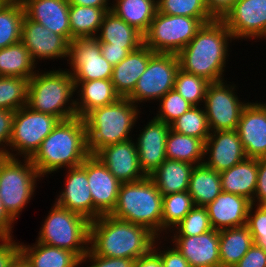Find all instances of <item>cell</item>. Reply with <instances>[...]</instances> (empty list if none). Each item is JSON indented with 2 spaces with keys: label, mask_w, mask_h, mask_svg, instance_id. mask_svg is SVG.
<instances>
[{
  "label": "cell",
  "mask_w": 266,
  "mask_h": 267,
  "mask_svg": "<svg viewBox=\"0 0 266 267\" xmlns=\"http://www.w3.org/2000/svg\"><path fill=\"white\" fill-rule=\"evenodd\" d=\"M159 101V111L154 118L169 125L192 107L175 89L168 91Z\"/></svg>",
  "instance_id": "ee69618b"
},
{
  "label": "cell",
  "mask_w": 266,
  "mask_h": 267,
  "mask_svg": "<svg viewBox=\"0 0 266 267\" xmlns=\"http://www.w3.org/2000/svg\"><path fill=\"white\" fill-rule=\"evenodd\" d=\"M14 110L0 109V156H8L9 142L12 134Z\"/></svg>",
  "instance_id": "7dc6e473"
},
{
  "label": "cell",
  "mask_w": 266,
  "mask_h": 267,
  "mask_svg": "<svg viewBox=\"0 0 266 267\" xmlns=\"http://www.w3.org/2000/svg\"><path fill=\"white\" fill-rule=\"evenodd\" d=\"M36 71V63L21 41L0 49V76L30 79Z\"/></svg>",
  "instance_id": "e575fe53"
},
{
  "label": "cell",
  "mask_w": 266,
  "mask_h": 267,
  "mask_svg": "<svg viewBox=\"0 0 266 267\" xmlns=\"http://www.w3.org/2000/svg\"><path fill=\"white\" fill-rule=\"evenodd\" d=\"M90 155L84 118L59 121L30 158L41 177L80 166Z\"/></svg>",
  "instance_id": "7a4b0ae2"
},
{
  "label": "cell",
  "mask_w": 266,
  "mask_h": 267,
  "mask_svg": "<svg viewBox=\"0 0 266 267\" xmlns=\"http://www.w3.org/2000/svg\"><path fill=\"white\" fill-rule=\"evenodd\" d=\"M65 170L68 171L65 174L64 188L55 203L93 221L94 205L87 180V158L80 166Z\"/></svg>",
  "instance_id": "d6986e66"
},
{
  "label": "cell",
  "mask_w": 266,
  "mask_h": 267,
  "mask_svg": "<svg viewBox=\"0 0 266 267\" xmlns=\"http://www.w3.org/2000/svg\"><path fill=\"white\" fill-rule=\"evenodd\" d=\"M194 165L184 161L166 159L149 177L166 196L188 191L190 175Z\"/></svg>",
  "instance_id": "f1b7e54d"
},
{
  "label": "cell",
  "mask_w": 266,
  "mask_h": 267,
  "mask_svg": "<svg viewBox=\"0 0 266 267\" xmlns=\"http://www.w3.org/2000/svg\"><path fill=\"white\" fill-rule=\"evenodd\" d=\"M222 192L220 174L204 163L194 165L188 193L193 198L195 206L206 207Z\"/></svg>",
  "instance_id": "1f68e13d"
},
{
  "label": "cell",
  "mask_w": 266,
  "mask_h": 267,
  "mask_svg": "<svg viewBox=\"0 0 266 267\" xmlns=\"http://www.w3.org/2000/svg\"><path fill=\"white\" fill-rule=\"evenodd\" d=\"M154 54L155 52L143 44L113 67L111 82L121 98H127L133 92Z\"/></svg>",
  "instance_id": "d4e9b609"
},
{
  "label": "cell",
  "mask_w": 266,
  "mask_h": 267,
  "mask_svg": "<svg viewBox=\"0 0 266 267\" xmlns=\"http://www.w3.org/2000/svg\"><path fill=\"white\" fill-rule=\"evenodd\" d=\"M70 5H79L84 7H95V8H111L112 3L110 0H68ZM110 5V6H109Z\"/></svg>",
  "instance_id": "6f0895ef"
},
{
  "label": "cell",
  "mask_w": 266,
  "mask_h": 267,
  "mask_svg": "<svg viewBox=\"0 0 266 267\" xmlns=\"http://www.w3.org/2000/svg\"><path fill=\"white\" fill-rule=\"evenodd\" d=\"M158 237L144 226L102 215L90 222L89 248L99 256L137 259Z\"/></svg>",
  "instance_id": "3957f363"
},
{
  "label": "cell",
  "mask_w": 266,
  "mask_h": 267,
  "mask_svg": "<svg viewBox=\"0 0 266 267\" xmlns=\"http://www.w3.org/2000/svg\"><path fill=\"white\" fill-rule=\"evenodd\" d=\"M25 15L71 42L68 0H21Z\"/></svg>",
  "instance_id": "603a6c76"
},
{
  "label": "cell",
  "mask_w": 266,
  "mask_h": 267,
  "mask_svg": "<svg viewBox=\"0 0 266 267\" xmlns=\"http://www.w3.org/2000/svg\"><path fill=\"white\" fill-rule=\"evenodd\" d=\"M194 206L193 198L188 191L163 196L161 236L163 232L167 233V229L171 232Z\"/></svg>",
  "instance_id": "74e56055"
},
{
  "label": "cell",
  "mask_w": 266,
  "mask_h": 267,
  "mask_svg": "<svg viewBox=\"0 0 266 267\" xmlns=\"http://www.w3.org/2000/svg\"><path fill=\"white\" fill-rule=\"evenodd\" d=\"M40 178L29 158H22L21 162L19 157L0 156V198L14 221L34 197Z\"/></svg>",
  "instance_id": "ba28073f"
},
{
  "label": "cell",
  "mask_w": 266,
  "mask_h": 267,
  "mask_svg": "<svg viewBox=\"0 0 266 267\" xmlns=\"http://www.w3.org/2000/svg\"><path fill=\"white\" fill-rule=\"evenodd\" d=\"M157 6L162 14L192 17L203 24L215 19L209 13L205 0H157Z\"/></svg>",
  "instance_id": "60d3db41"
},
{
  "label": "cell",
  "mask_w": 266,
  "mask_h": 267,
  "mask_svg": "<svg viewBox=\"0 0 266 267\" xmlns=\"http://www.w3.org/2000/svg\"><path fill=\"white\" fill-rule=\"evenodd\" d=\"M111 12L144 35L157 11V0H114Z\"/></svg>",
  "instance_id": "d6a6232c"
},
{
  "label": "cell",
  "mask_w": 266,
  "mask_h": 267,
  "mask_svg": "<svg viewBox=\"0 0 266 267\" xmlns=\"http://www.w3.org/2000/svg\"><path fill=\"white\" fill-rule=\"evenodd\" d=\"M254 244L266 251V235H252Z\"/></svg>",
  "instance_id": "91938a15"
},
{
  "label": "cell",
  "mask_w": 266,
  "mask_h": 267,
  "mask_svg": "<svg viewBox=\"0 0 266 267\" xmlns=\"http://www.w3.org/2000/svg\"><path fill=\"white\" fill-rule=\"evenodd\" d=\"M204 107L192 106L187 112L170 124V129L183 135L192 136L206 142L211 131Z\"/></svg>",
  "instance_id": "f35d334b"
},
{
  "label": "cell",
  "mask_w": 266,
  "mask_h": 267,
  "mask_svg": "<svg viewBox=\"0 0 266 267\" xmlns=\"http://www.w3.org/2000/svg\"><path fill=\"white\" fill-rule=\"evenodd\" d=\"M25 10L21 0H9L0 8V49L21 41Z\"/></svg>",
  "instance_id": "8d00e7d4"
},
{
  "label": "cell",
  "mask_w": 266,
  "mask_h": 267,
  "mask_svg": "<svg viewBox=\"0 0 266 267\" xmlns=\"http://www.w3.org/2000/svg\"><path fill=\"white\" fill-rule=\"evenodd\" d=\"M140 112L128 98H120L113 104L90 111L84 117L90 155L106 146L132 139L130 134Z\"/></svg>",
  "instance_id": "277c9868"
},
{
  "label": "cell",
  "mask_w": 266,
  "mask_h": 267,
  "mask_svg": "<svg viewBox=\"0 0 266 267\" xmlns=\"http://www.w3.org/2000/svg\"><path fill=\"white\" fill-rule=\"evenodd\" d=\"M253 244V237L246 225L220 230V267H234Z\"/></svg>",
  "instance_id": "4dcf8cb0"
},
{
  "label": "cell",
  "mask_w": 266,
  "mask_h": 267,
  "mask_svg": "<svg viewBox=\"0 0 266 267\" xmlns=\"http://www.w3.org/2000/svg\"><path fill=\"white\" fill-rule=\"evenodd\" d=\"M9 0H0V8L4 6Z\"/></svg>",
  "instance_id": "94428289"
},
{
  "label": "cell",
  "mask_w": 266,
  "mask_h": 267,
  "mask_svg": "<svg viewBox=\"0 0 266 267\" xmlns=\"http://www.w3.org/2000/svg\"><path fill=\"white\" fill-rule=\"evenodd\" d=\"M0 242V267H9L20 254V243L13 237H1Z\"/></svg>",
  "instance_id": "681fc988"
},
{
  "label": "cell",
  "mask_w": 266,
  "mask_h": 267,
  "mask_svg": "<svg viewBox=\"0 0 266 267\" xmlns=\"http://www.w3.org/2000/svg\"><path fill=\"white\" fill-rule=\"evenodd\" d=\"M204 150L203 140L169 130L165 144L166 159L199 165L204 162Z\"/></svg>",
  "instance_id": "836d02e7"
},
{
  "label": "cell",
  "mask_w": 266,
  "mask_h": 267,
  "mask_svg": "<svg viewBox=\"0 0 266 267\" xmlns=\"http://www.w3.org/2000/svg\"><path fill=\"white\" fill-rule=\"evenodd\" d=\"M171 237V242L190 267H220L218 230L212 229L201 235Z\"/></svg>",
  "instance_id": "7402d4cb"
},
{
  "label": "cell",
  "mask_w": 266,
  "mask_h": 267,
  "mask_svg": "<svg viewBox=\"0 0 266 267\" xmlns=\"http://www.w3.org/2000/svg\"><path fill=\"white\" fill-rule=\"evenodd\" d=\"M221 20L236 41L266 39V0H237Z\"/></svg>",
  "instance_id": "5bb4252c"
},
{
  "label": "cell",
  "mask_w": 266,
  "mask_h": 267,
  "mask_svg": "<svg viewBox=\"0 0 266 267\" xmlns=\"http://www.w3.org/2000/svg\"><path fill=\"white\" fill-rule=\"evenodd\" d=\"M250 205L244 196L221 192L206 206L212 228L220 231L245 226Z\"/></svg>",
  "instance_id": "cb8c5ba5"
},
{
  "label": "cell",
  "mask_w": 266,
  "mask_h": 267,
  "mask_svg": "<svg viewBox=\"0 0 266 267\" xmlns=\"http://www.w3.org/2000/svg\"><path fill=\"white\" fill-rule=\"evenodd\" d=\"M67 69L74 81L111 79L113 66L102 56L96 37L75 38L69 43Z\"/></svg>",
  "instance_id": "4fadbf2b"
},
{
  "label": "cell",
  "mask_w": 266,
  "mask_h": 267,
  "mask_svg": "<svg viewBox=\"0 0 266 267\" xmlns=\"http://www.w3.org/2000/svg\"><path fill=\"white\" fill-rule=\"evenodd\" d=\"M163 196L150 177L121 183L114 218L146 227L158 238L161 234Z\"/></svg>",
  "instance_id": "8992f818"
},
{
  "label": "cell",
  "mask_w": 266,
  "mask_h": 267,
  "mask_svg": "<svg viewBox=\"0 0 266 267\" xmlns=\"http://www.w3.org/2000/svg\"><path fill=\"white\" fill-rule=\"evenodd\" d=\"M86 261L91 262L87 267H135L136 259L104 257L96 255L90 248L81 258V264Z\"/></svg>",
  "instance_id": "f6af8a7d"
},
{
  "label": "cell",
  "mask_w": 266,
  "mask_h": 267,
  "mask_svg": "<svg viewBox=\"0 0 266 267\" xmlns=\"http://www.w3.org/2000/svg\"><path fill=\"white\" fill-rule=\"evenodd\" d=\"M48 214L36 241L69 250L81 259L89 250L90 221L56 203Z\"/></svg>",
  "instance_id": "52a82bcc"
},
{
  "label": "cell",
  "mask_w": 266,
  "mask_h": 267,
  "mask_svg": "<svg viewBox=\"0 0 266 267\" xmlns=\"http://www.w3.org/2000/svg\"><path fill=\"white\" fill-rule=\"evenodd\" d=\"M219 174L222 192L241 195L253 201L258 175L257 158H246Z\"/></svg>",
  "instance_id": "4316f807"
},
{
  "label": "cell",
  "mask_w": 266,
  "mask_h": 267,
  "mask_svg": "<svg viewBox=\"0 0 266 267\" xmlns=\"http://www.w3.org/2000/svg\"><path fill=\"white\" fill-rule=\"evenodd\" d=\"M59 121L57 117L35 111L27 105L18 109L13 119L8 156L16 158L20 155L30 159Z\"/></svg>",
  "instance_id": "30bf717a"
},
{
  "label": "cell",
  "mask_w": 266,
  "mask_h": 267,
  "mask_svg": "<svg viewBox=\"0 0 266 267\" xmlns=\"http://www.w3.org/2000/svg\"><path fill=\"white\" fill-rule=\"evenodd\" d=\"M74 84L75 92L78 91L79 95L75 99L76 113L81 118H84L90 111L113 104L121 98L111 79L74 81Z\"/></svg>",
  "instance_id": "484cf974"
},
{
  "label": "cell",
  "mask_w": 266,
  "mask_h": 267,
  "mask_svg": "<svg viewBox=\"0 0 266 267\" xmlns=\"http://www.w3.org/2000/svg\"><path fill=\"white\" fill-rule=\"evenodd\" d=\"M234 267H266V251L253 244Z\"/></svg>",
  "instance_id": "f907efd6"
},
{
  "label": "cell",
  "mask_w": 266,
  "mask_h": 267,
  "mask_svg": "<svg viewBox=\"0 0 266 267\" xmlns=\"http://www.w3.org/2000/svg\"><path fill=\"white\" fill-rule=\"evenodd\" d=\"M209 83L203 77L179 69L176 74L174 89L192 106H200L204 104Z\"/></svg>",
  "instance_id": "b9f144b4"
},
{
  "label": "cell",
  "mask_w": 266,
  "mask_h": 267,
  "mask_svg": "<svg viewBox=\"0 0 266 267\" xmlns=\"http://www.w3.org/2000/svg\"><path fill=\"white\" fill-rule=\"evenodd\" d=\"M20 254L31 267H80L81 265V259L74 252L37 241L32 246L20 243Z\"/></svg>",
  "instance_id": "83f0119b"
},
{
  "label": "cell",
  "mask_w": 266,
  "mask_h": 267,
  "mask_svg": "<svg viewBox=\"0 0 266 267\" xmlns=\"http://www.w3.org/2000/svg\"><path fill=\"white\" fill-rule=\"evenodd\" d=\"M232 40V34L221 19L203 24L193 39L177 54L180 69L203 77L210 83L225 80L223 73Z\"/></svg>",
  "instance_id": "6da1fadb"
},
{
  "label": "cell",
  "mask_w": 266,
  "mask_h": 267,
  "mask_svg": "<svg viewBox=\"0 0 266 267\" xmlns=\"http://www.w3.org/2000/svg\"><path fill=\"white\" fill-rule=\"evenodd\" d=\"M159 240L161 239L157 238L155 240L153 249L160 255L163 267H190L188 261L182 256V254L174 245L172 248L167 246V249H160L158 243Z\"/></svg>",
  "instance_id": "c3c4849f"
},
{
  "label": "cell",
  "mask_w": 266,
  "mask_h": 267,
  "mask_svg": "<svg viewBox=\"0 0 266 267\" xmlns=\"http://www.w3.org/2000/svg\"><path fill=\"white\" fill-rule=\"evenodd\" d=\"M204 156L207 160L203 163L218 173L247 158L236 130L211 132L205 142Z\"/></svg>",
  "instance_id": "ac0fdd59"
},
{
  "label": "cell",
  "mask_w": 266,
  "mask_h": 267,
  "mask_svg": "<svg viewBox=\"0 0 266 267\" xmlns=\"http://www.w3.org/2000/svg\"><path fill=\"white\" fill-rule=\"evenodd\" d=\"M135 267H163L160 255L152 248L148 253L136 259Z\"/></svg>",
  "instance_id": "11a10c76"
},
{
  "label": "cell",
  "mask_w": 266,
  "mask_h": 267,
  "mask_svg": "<svg viewBox=\"0 0 266 267\" xmlns=\"http://www.w3.org/2000/svg\"><path fill=\"white\" fill-rule=\"evenodd\" d=\"M237 0H205L209 13L215 19H222Z\"/></svg>",
  "instance_id": "db71d44e"
},
{
  "label": "cell",
  "mask_w": 266,
  "mask_h": 267,
  "mask_svg": "<svg viewBox=\"0 0 266 267\" xmlns=\"http://www.w3.org/2000/svg\"><path fill=\"white\" fill-rule=\"evenodd\" d=\"M251 204L266 205V158H258L257 185Z\"/></svg>",
  "instance_id": "816d5d0a"
},
{
  "label": "cell",
  "mask_w": 266,
  "mask_h": 267,
  "mask_svg": "<svg viewBox=\"0 0 266 267\" xmlns=\"http://www.w3.org/2000/svg\"><path fill=\"white\" fill-rule=\"evenodd\" d=\"M110 10L111 8L70 5L69 25L71 29V42L75 38L97 37L104 15Z\"/></svg>",
  "instance_id": "d590c367"
},
{
  "label": "cell",
  "mask_w": 266,
  "mask_h": 267,
  "mask_svg": "<svg viewBox=\"0 0 266 267\" xmlns=\"http://www.w3.org/2000/svg\"><path fill=\"white\" fill-rule=\"evenodd\" d=\"M235 87L236 84H227L226 80L208 84L203 107L211 132L236 130L241 112L248 102L239 99Z\"/></svg>",
  "instance_id": "7c38bea8"
},
{
  "label": "cell",
  "mask_w": 266,
  "mask_h": 267,
  "mask_svg": "<svg viewBox=\"0 0 266 267\" xmlns=\"http://www.w3.org/2000/svg\"><path fill=\"white\" fill-rule=\"evenodd\" d=\"M180 63L176 54L155 53L148 62L145 72L138 79L133 92L127 97L135 105L142 102L157 101L171 89Z\"/></svg>",
  "instance_id": "8fae6325"
},
{
  "label": "cell",
  "mask_w": 266,
  "mask_h": 267,
  "mask_svg": "<svg viewBox=\"0 0 266 267\" xmlns=\"http://www.w3.org/2000/svg\"><path fill=\"white\" fill-rule=\"evenodd\" d=\"M73 95V76L66 69L37 71L29 79L27 106L35 111L51 114L60 121L67 120L77 116Z\"/></svg>",
  "instance_id": "5b68a950"
},
{
  "label": "cell",
  "mask_w": 266,
  "mask_h": 267,
  "mask_svg": "<svg viewBox=\"0 0 266 267\" xmlns=\"http://www.w3.org/2000/svg\"><path fill=\"white\" fill-rule=\"evenodd\" d=\"M236 131L247 158H266V107L261 102H248Z\"/></svg>",
  "instance_id": "e0dca14e"
},
{
  "label": "cell",
  "mask_w": 266,
  "mask_h": 267,
  "mask_svg": "<svg viewBox=\"0 0 266 267\" xmlns=\"http://www.w3.org/2000/svg\"><path fill=\"white\" fill-rule=\"evenodd\" d=\"M15 221L8 215L4 209L3 203L0 198V238L12 237V228Z\"/></svg>",
  "instance_id": "9f6ffc18"
},
{
  "label": "cell",
  "mask_w": 266,
  "mask_h": 267,
  "mask_svg": "<svg viewBox=\"0 0 266 267\" xmlns=\"http://www.w3.org/2000/svg\"><path fill=\"white\" fill-rule=\"evenodd\" d=\"M9 267H31V265L28 263V261L19 254L13 262L10 264Z\"/></svg>",
  "instance_id": "680465c9"
},
{
  "label": "cell",
  "mask_w": 266,
  "mask_h": 267,
  "mask_svg": "<svg viewBox=\"0 0 266 267\" xmlns=\"http://www.w3.org/2000/svg\"><path fill=\"white\" fill-rule=\"evenodd\" d=\"M21 42L29 50L36 64L38 59L68 60L69 42L62 35L30 20L26 15L22 21Z\"/></svg>",
  "instance_id": "9a60e30c"
},
{
  "label": "cell",
  "mask_w": 266,
  "mask_h": 267,
  "mask_svg": "<svg viewBox=\"0 0 266 267\" xmlns=\"http://www.w3.org/2000/svg\"><path fill=\"white\" fill-rule=\"evenodd\" d=\"M212 229L206 207L194 206L170 233H173L171 236H193Z\"/></svg>",
  "instance_id": "7bdbcfd3"
},
{
  "label": "cell",
  "mask_w": 266,
  "mask_h": 267,
  "mask_svg": "<svg viewBox=\"0 0 266 267\" xmlns=\"http://www.w3.org/2000/svg\"><path fill=\"white\" fill-rule=\"evenodd\" d=\"M95 156L121 182H137L147 176L142 171L133 138L100 149Z\"/></svg>",
  "instance_id": "ffe728a7"
},
{
  "label": "cell",
  "mask_w": 266,
  "mask_h": 267,
  "mask_svg": "<svg viewBox=\"0 0 266 267\" xmlns=\"http://www.w3.org/2000/svg\"><path fill=\"white\" fill-rule=\"evenodd\" d=\"M96 38L125 49H138L143 45V35L111 11L104 15Z\"/></svg>",
  "instance_id": "f546056e"
},
{
  "label": "cell",
  "mask_w": 266,
  "mask_h": 267,
  "mask_svg": "<svg viewBox=\"0 0 266 267\" xmlns=\"http://www.w3.org/2000/svg\"><path fill=\"white\" fill-rule=\"evenodd\" d=\"M102 56L114 67L125 59L130 52L137 49H125L123 47L113 46L110 43L100 42Z\"/></svg>",
  "instance_id": "f5cc1de1"
},
{
  "label": "cell",
  "mask_w": 266,
  "mask_h": 267,
  "mask_svg": "<svg viewBox=\"0 0 266 267\" xmlns=\"http://www.w3.org/2000/svg\"><path fill=\"white\" fill-rule=\"evenodd\" d=\"M246 226L251 235H266V205H250Z\"/></svg>",
  "instance_id": "bcb514c9"
},
{
  "label": "cell",
  "mask_w": 266,
  "mask_h": 267,
  "mask_svg": "<svg viewBox=\"0 0 266 267\" xmlns=\"http://www.w3.org/2000/svg\"><path fill=\"white\" fill-rule=\"evenodd\" d=\"M29 79L0 76V109L14 110L27 105Z\"/></svg>",
  "instance_id": "ab89813d"
},
{
  "label": "cell",
  "mask_w": 266,
  "mask_h": 267,
  "mask_svg": "<svg viewBox=\"0 0 266 267\" xmlns=\"http://www.w3.org/2000/svg\"><path fill=\"white\" fill-rule=\"evenodd\" d=\"M144 126L135 144L140 167L149 177L166 160L165 144L170 125L153 117Z\"/></svg>",
  "instance_id": "44dd1931"
},
{
  "label": "cell",
  "mask_w": 266,
  "mask_h": 267,
  "mask_svg": "<svg viewBox=\"0 0 266 267\" xmlns=\"http://www.w3.org/2000/svg\"><path fill=\"white\" fill-rule=\"evenodd\" d=\"M87 180L94 205V220L114 210L121 182L95 156L87 157Z\"/></svg>",
  "instance_id": "2e32d148"
},
{
  "label": "cell",
  "mask_w": 266,
  "mask_h": 267,
  "mask_svg": "<svg viewBox=\"0 0 266 267\" xmlns=\"http://www.w3.org/2000/svg\"><path fill=\"white\" fill-rule=\"evenodd\" d=\"M202 26L199 19L166 15L157 11L143 35V44L155 53L177 55Z\"/></svg>",
  "instance_id": "9c48e42d"
}]
</instances>
